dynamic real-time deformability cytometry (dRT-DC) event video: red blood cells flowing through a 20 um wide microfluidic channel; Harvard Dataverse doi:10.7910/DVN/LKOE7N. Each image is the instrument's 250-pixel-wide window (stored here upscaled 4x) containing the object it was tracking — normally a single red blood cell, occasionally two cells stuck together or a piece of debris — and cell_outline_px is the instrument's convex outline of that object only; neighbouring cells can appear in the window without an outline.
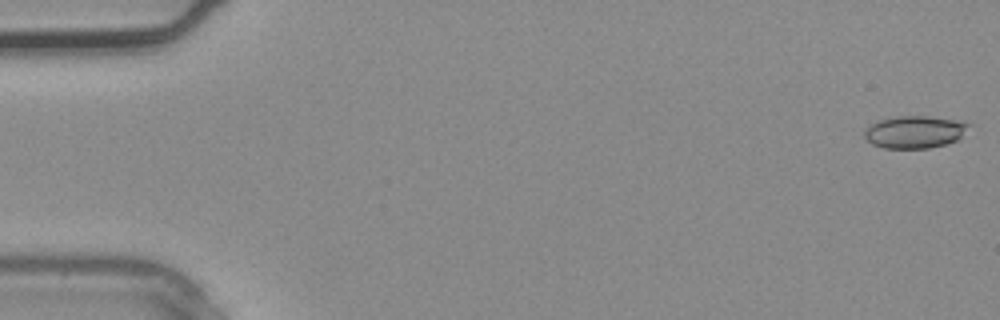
{"species": "common noctule bat (a hibernating species)", "species_latin": "Nyctalus noctula", "temperature_condition": "warm", "stored_images_in_passage": 2, "segment_of_instrument_passage": [2, 2], "camera_frame_rate_fps": 3000, "um_per_image_px": 0.085, "animal": {"sex": "male", "body_mass_g": 20.4}, "frame": {"image": 1, "passage_image": 2, "time_ms": 0.333, "image_size_px": [1000, 320], "cell_outline_px": [[972, 124], [956, 140], [944, 144], [928, 148], [884, 148], [872, 144], [864, 136], [864, 132], [872, 124], [880, 120], [896, 116], [928, 116], [964, 120]], "centroid_in_image_um": [77.78, 11.2], "position_along_channel_um": 7.2, "area_um2": 19.59}}